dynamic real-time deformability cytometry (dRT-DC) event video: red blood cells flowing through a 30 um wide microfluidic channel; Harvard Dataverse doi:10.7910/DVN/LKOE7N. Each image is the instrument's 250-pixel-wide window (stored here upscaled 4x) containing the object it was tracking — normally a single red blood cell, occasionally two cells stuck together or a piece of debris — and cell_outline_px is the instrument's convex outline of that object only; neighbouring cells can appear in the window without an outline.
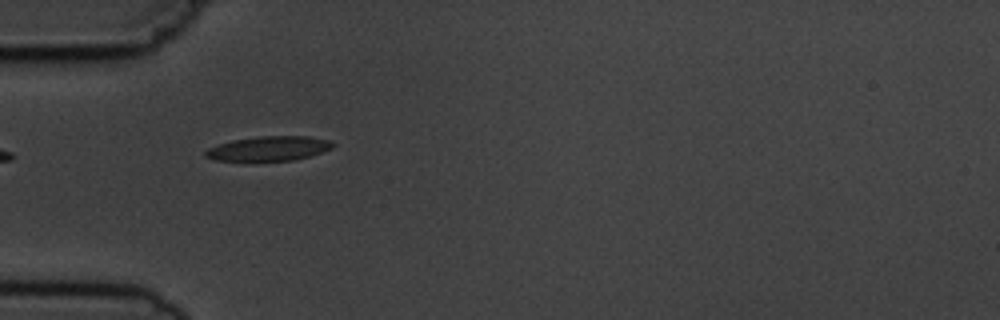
{"species": "common noctule bat (a hibernating species)", "species_latin": "Nyctalus noctula", "temperature_condition": "cold", "stored_images_in_passage": 5, "camera_frame_rate_fps": 3000, "um_per_image_px": 0.085, "animal": {"sex": "male", "body_mass_g": 19.5, "forearm_length_mm": 54.6}, "frame": {"image": 1, "passage_image": 4, "time_ms": 4.667, "image_size_px": [1000, 320], "cell_outline_px": [[336, 144], [332, 148], [308, 156], [292, 160], [252, 164], [216, 160], [204, 156], [204, 152], [208, 148], [232, 140], [260, 136], [308, 136], [328, 140]], "centroid_in_image_um": [22.77, 12.67], "position_along_channel_um": 62.2, "area_um2": 18.96}}
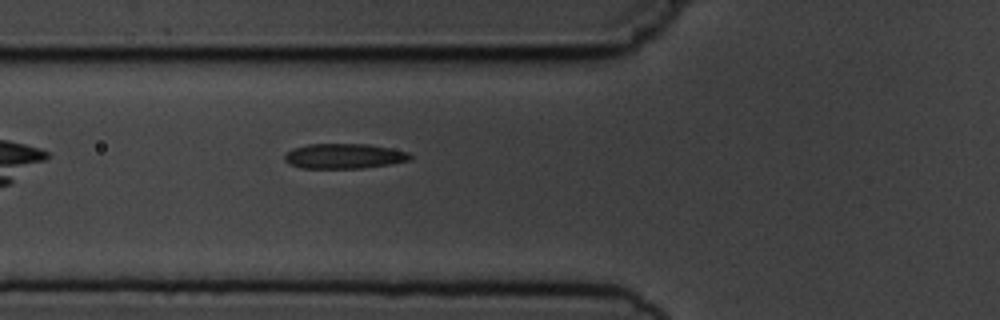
{"frame": {"image": 2, "passage_image": 5, "time_ms": 5.667, "image_size_px": [1000, 320], "cell_outline_px": [[412, 160], [364, 168], [300, 168], [288, 164], [284, 160], [284, 152], [292, 148], [308, 144], [368, 144], [408, 152], [412, 156]], "centroid_in_image_um": [29.19, 13.27], "position_along_channel_um": 96.6, "area_um2": 18.44}}